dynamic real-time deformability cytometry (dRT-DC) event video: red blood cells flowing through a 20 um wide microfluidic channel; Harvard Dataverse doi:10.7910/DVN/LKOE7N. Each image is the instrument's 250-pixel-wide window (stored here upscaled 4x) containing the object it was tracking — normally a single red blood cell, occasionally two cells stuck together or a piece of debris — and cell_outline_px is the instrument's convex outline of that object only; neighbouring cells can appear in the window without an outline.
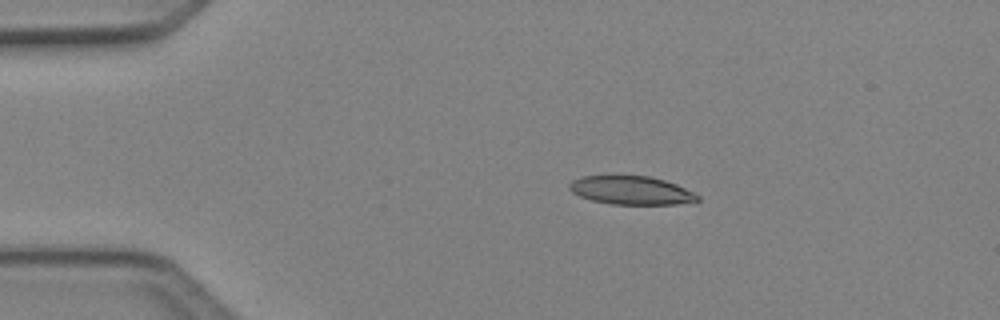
{"species": "Egyptian fruit bat (a non-hibernating species)", "species_latin": "Rousettus aegyptiacus", "temperature_condition": "cold", "stored_images_in_passage": 4, "camera_frame_rate_fps": 3000, "um_per_image_px": 0.085, "animal": {"sex": "female"}, "frame": {"image": 1, "passage_image": 2, "time_ms": 0.333, "image_size_px": [1000, 320], "cell_outline_px": [[700, 200], [676, 204], [612, 204], [592, 200], [580, 196], [572, 192], [568, 188], [568, 184], [572, 180], [584, 176], [616, 172], [648, 176], [664, 180], [676, 184], [700, 196]], "centroid_in_image_um": [53.58, 16.12], "position_along_channel_um": 31.4, "area_um2": 21.96}}
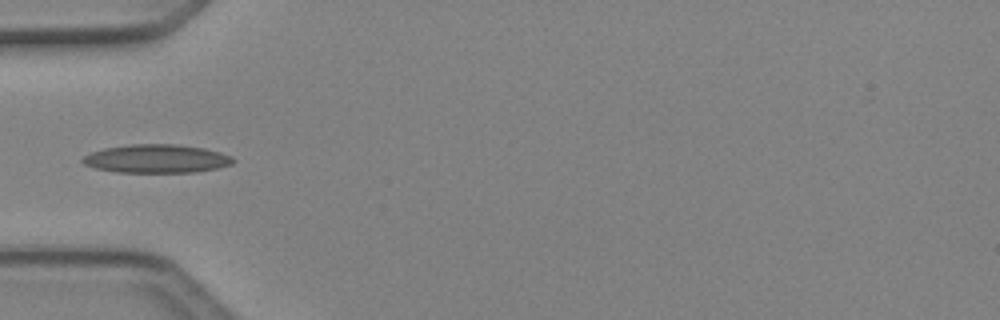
{"frame": {"image": 2, "passage_image": 4, "time_ms": 1.0, "image_size_px": [1000, 320], "cell_outline_px": [[232, 164], [216, 168], [192, 172], [116, 172], [96, 168], [84, 164], [80, 160], [84, 156], [92, 152], [104, 148], [132, 144], [176, 144], [204, 148], [220, 152], [232, 156]], "centroid_in_image_um": [13.28, 13.48], "position_along_channel_um": 71.7, "area_um2": 24.74}}